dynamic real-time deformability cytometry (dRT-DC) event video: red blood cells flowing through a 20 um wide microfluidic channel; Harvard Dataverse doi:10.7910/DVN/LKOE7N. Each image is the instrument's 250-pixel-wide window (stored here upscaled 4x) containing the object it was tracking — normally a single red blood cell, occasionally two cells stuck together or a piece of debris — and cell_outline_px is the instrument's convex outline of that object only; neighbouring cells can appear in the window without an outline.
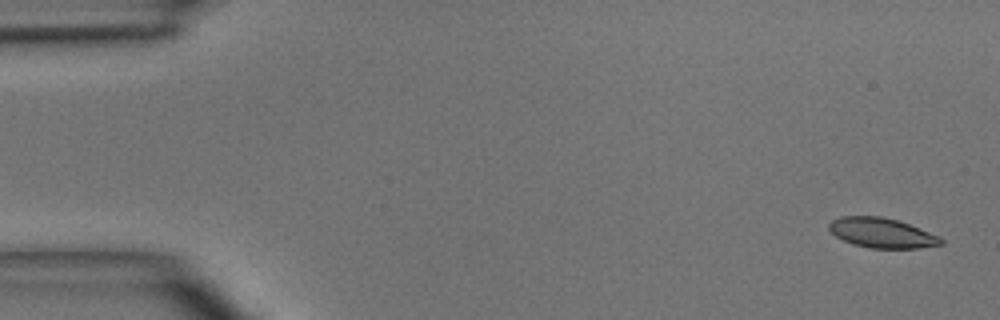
{"species": "common noctule bat (a hibernating species)", "species_latin": "Nyctalus noctula", "temperature_condition": "room temperature", "stored_images_in_passage": 5, "camera_frame_rate_fps": 3000, "um_per_image_px": 0.085, "animal": {"sex": "male", "body_mass_g": 15.6}, "frame": {"image": 1, "passage_image": 1, "time_ms": 0.0, "image_size_px": [1000, 320], "cell_outline_px": [[944, 244], [920, 248], [868, 248], [852, 244], [836, 236], [828, 228], [828, 224], [832, 220], [840, 216], [880, 216], [896, 220], [908, 224], [940, 236], [944, 240]], "centroid_in_image_um": [74.96, 19.8], "position_along_channel_um": 10.0, "area_um2": 19.48}}
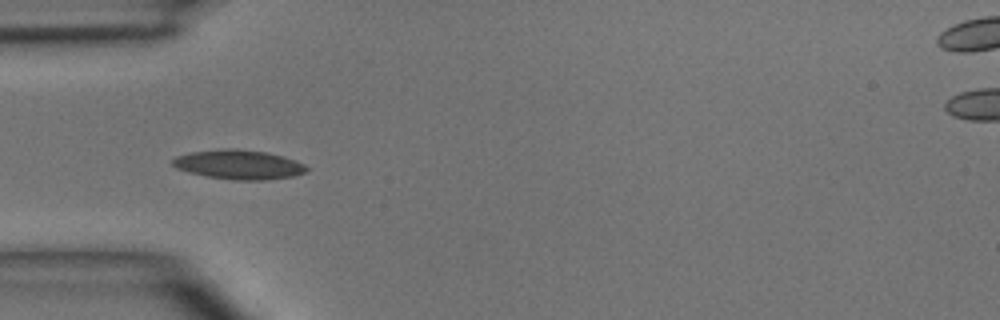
{"frame": {"image": 2, "passage_image": 4, "time_ms": 4.333, "image_size_px": [1000, 320], "cell_outline_px": [[308, 172], [292, 176], [264, 180], [232, 180], [208, 176], [188, 172], [176, 168], [172, 164], [172, 160], [176, 156], [192, 152], [224, 148], [236, 148], [264, 152], [284, 156], [304, 164], [308, 168]], "centroid_in_image_um": [20.3, 13.99], "position_along_channel_um": 64.7, "area_um2": 22.89}}
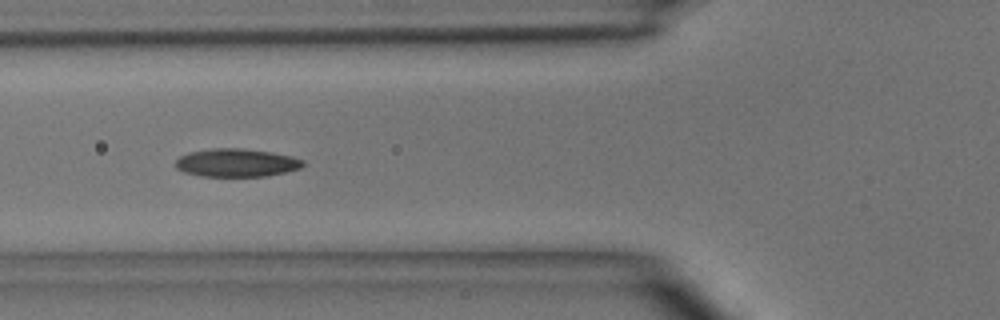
{"frame": {"image": 3, "passage_image": 5, "time_ms": 5.333, "image_size_px": [1000, 320], "cell_outline_px": [[304, 164], [300, 168], [268, 176], [200, 176], [184, 172], [176, 168], [176, 160], [180, 156], [188, 152], [212, 148], [240, 148], [272, 152], [292, 156], [304, 160]], "centroid_in_image_um": [20.09, 13.83], "position_along_channel_um": 105.7, "area_um2": 20.92}}